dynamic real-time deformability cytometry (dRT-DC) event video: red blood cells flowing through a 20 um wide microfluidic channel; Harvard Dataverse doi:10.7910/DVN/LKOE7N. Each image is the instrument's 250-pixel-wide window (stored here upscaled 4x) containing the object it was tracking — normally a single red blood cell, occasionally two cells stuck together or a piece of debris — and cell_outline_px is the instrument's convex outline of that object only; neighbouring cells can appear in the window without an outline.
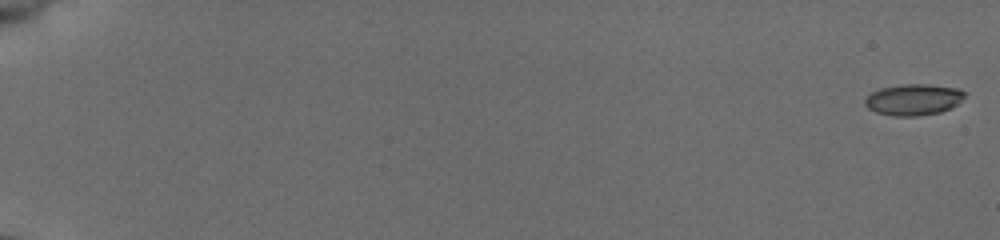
{"species": "common noctule bat (a hibernating species)", "species_latin": "Nyctalus noctula", "temperature_condition": "cold", "stored_images_in_passage": 13, "camera_frame_rate_fps": 3000, "um_per_image_px": 0.085, "animal": {"sex": "female", "body_mass_g": 19.5, "forearm_length_mm": 54.1}, "frame": {"image": 1, "passage_image": 1, "time_ms": 0.0, "image_size_px": [1000, 240], "cell_outline_px": [[968, 92], [952, 108], [940, 112], [916, 116], [892, 116], [876, 112], [868, 108], [864, 104], [864, 100], [872, 92], [880, 88], [900, 84], [928, 84], [960, 88]], "centroid_in_image_um": [77.66, 8.46], "position_along_channel_um": 7.3, "area_um2": 18.32}}